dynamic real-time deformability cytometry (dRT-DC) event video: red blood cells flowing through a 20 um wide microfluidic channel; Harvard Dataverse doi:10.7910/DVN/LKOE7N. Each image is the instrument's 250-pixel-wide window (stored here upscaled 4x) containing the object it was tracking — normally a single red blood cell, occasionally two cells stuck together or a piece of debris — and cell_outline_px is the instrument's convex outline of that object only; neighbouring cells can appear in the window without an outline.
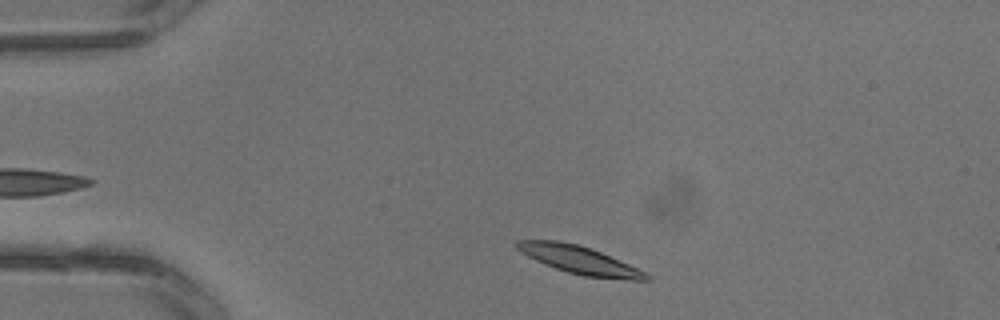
{"species": "common noctule bat (a hibernating species)", "species_latin": "Nyctalus noctula", "temperature_condition": "warm", "stored_images_in_passage": 4, "camera_frame_rate_fps": 3000, "um_per_image_px": 0.085, "animal": {"sex": "male", "body_mass_g": 13.3}, "frame": {"image": 1, "passage_image": 3, "time_ms": 0.667, "image_size_px": [1000, 320], "cell_outline_px": [[652, 280], [632, 280], [584, 276], [568, 272], [544, 264], [520, 252], [516, 248], [516, 240], [556, 240], [576, 244], [600, 252], [648, 272], [652, 276]], "centroid_in_image_um": [49.29, 22.11], "position_along_channel_um": 35.7, "area_um2": 20.87}}
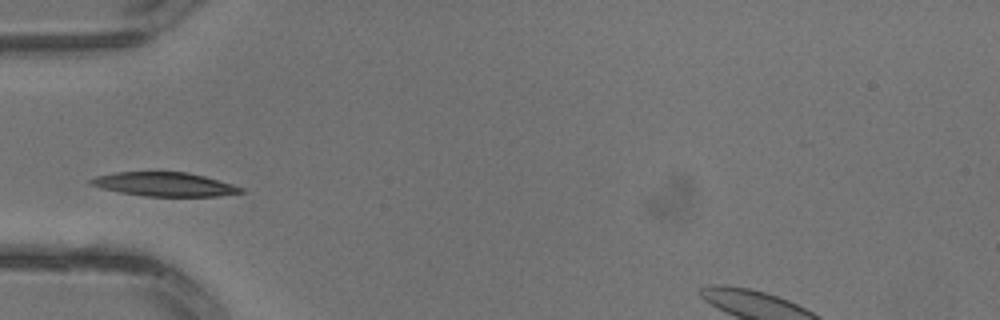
{"frame": {"image": 2, "passage_image": 4, "time_ms": 1.0, "image_size_px": [1000, 320], "cell_outline_px": [[244, 192], [220, 196], [144, 196], [120, 192], [100, 188], [88, 184], [88, 180], [96, 176], [116, 172], [188, 172], [204, 176], [232, 184], [244, 188]], "centroid_in_image_um": [13.96, 15.66], "position_along_channel_um": 71.0, "area_um2": 20.92}}